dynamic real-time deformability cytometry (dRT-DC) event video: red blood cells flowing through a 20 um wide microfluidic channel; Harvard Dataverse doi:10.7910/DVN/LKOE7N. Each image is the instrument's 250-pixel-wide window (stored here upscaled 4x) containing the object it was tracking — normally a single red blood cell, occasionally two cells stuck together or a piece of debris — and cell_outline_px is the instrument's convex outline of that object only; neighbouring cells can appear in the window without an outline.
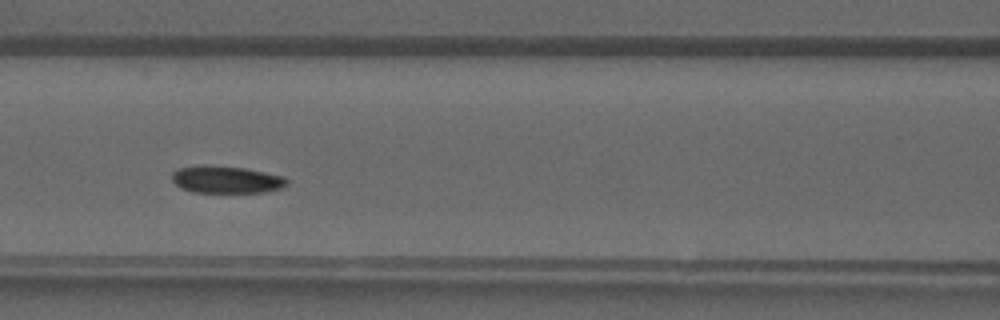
{"species": "common noctule bat (a hibernating species)", "species_latin": "Nyctalus noctula", "temperature_condition": "warm", "stored_images_in_passage": 36, "camera_frame_rate_fps": 3000, "um_per_image_px": 0.085, "animal": {"sex": "male", "forearm_length_mm": 52.5}, "frame": {"image": 1, "passage_image": 13, "time_ms": 4.0, "image_size_px": [1000, 320], "cell_outline_px": [[288, 184], [280, 188], [264, 192], [192, 192], [180, 188], [172, 180], [172, 172], [180, 168], [204, 164], [208, 164], [244, 168], [284, 176], [288, 180]], "centroid_in_image_um": [19.21, 15.25], "position_along_channel_um": 147.4, "area_um2": 18.32}}
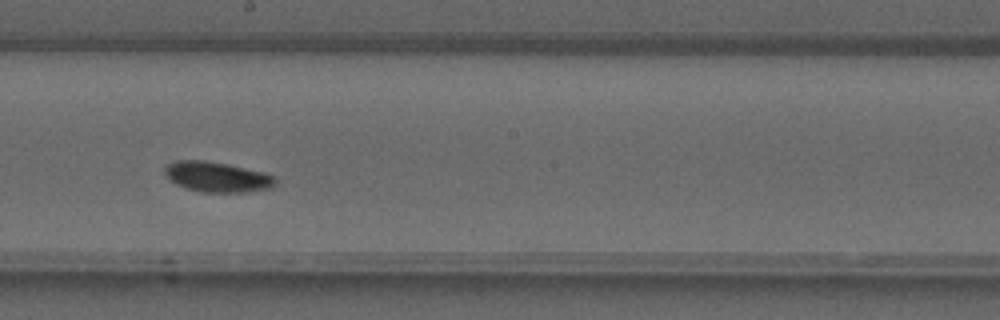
{"frame": {"image": 2, "passage_image": 18, "time_ms": 5.667, "image_size_px": [1000, 320], "cell_outline_px": [[276, 184], [272, 188], [244, 192], [200, 192], [176, 184], [164, 172], [164, 168], [168, 164], [176, 160], [204, 160], [228, 164], [264, 172], [276, 176]], "centroid_in_image_um": [18.5, 15.03], "position_along_channel_um": 229.7, "area_um2": 19.48}}
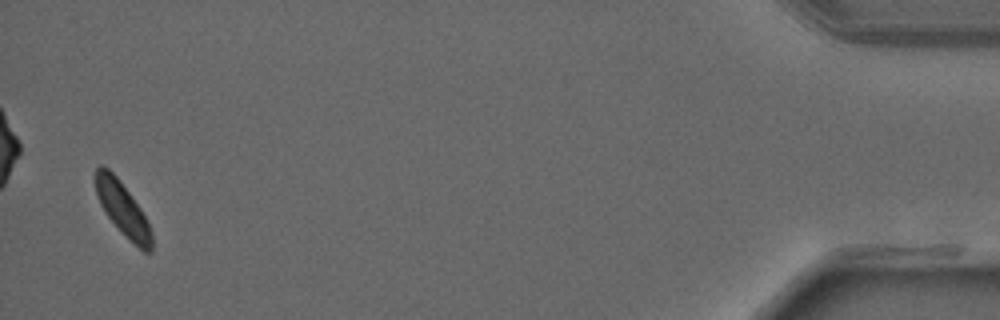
{"frame": {"image": 3, "passage_image": 35, "time_ms": 11.333, "image_size_px": [1000, 320], "cell_outline_px": [[152, 252], [144, 252], [104, 212], [100, 204], [96, 192], [92, 176], [96, 168], [100, 164], [108, 168], [116, 176], [140, 208], [152, 232]], "centroid_in_image_um": [10.37, 17.67], "position_along_channel_um": 424.8, "area_um2": 16.99}}